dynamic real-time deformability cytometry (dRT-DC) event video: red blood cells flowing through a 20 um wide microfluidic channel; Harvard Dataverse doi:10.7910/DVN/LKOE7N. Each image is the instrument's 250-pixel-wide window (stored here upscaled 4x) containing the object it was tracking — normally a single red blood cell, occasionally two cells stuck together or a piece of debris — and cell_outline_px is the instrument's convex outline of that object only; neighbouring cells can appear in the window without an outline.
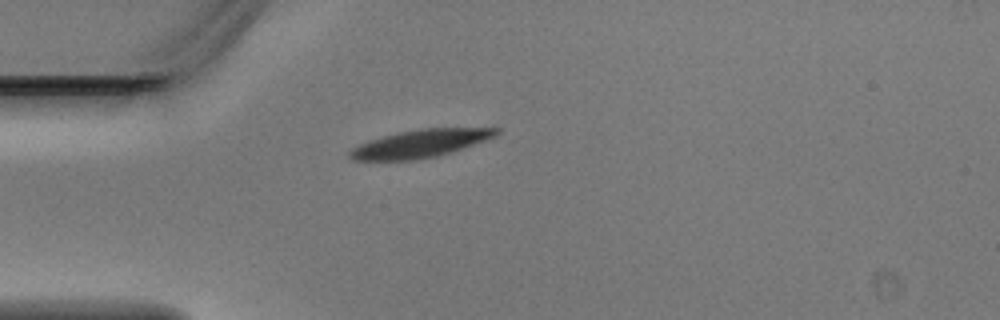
{"species": "Egyptian fruit bat (a non-hibernating species)", "species_latin": "Rousettus aegyptiacus", "temperature_condition": "warm", "stored_images_in_passage": 3, "camera_frame_rate_fps": 3000, "um_per_image_px": 0.085, "animal": {"sex": "male"}, "frame": {"image": 1, "passage_image": 2, "time_ms": 0.333, "image_size_px": [1000, 320], "cell_outline_px": [[500, 132], [496, 136], [452, 152], [440, 156], [412, 160], [352, 160], [348, 156], [348, 152], [352, 148], [368, 140], [400, 132], [420, 128], [500, 128]], "centroid_in_image_um": [35.72, 12.21], "position_along_channel_um": 49.3, "area_um2": 23.7}}